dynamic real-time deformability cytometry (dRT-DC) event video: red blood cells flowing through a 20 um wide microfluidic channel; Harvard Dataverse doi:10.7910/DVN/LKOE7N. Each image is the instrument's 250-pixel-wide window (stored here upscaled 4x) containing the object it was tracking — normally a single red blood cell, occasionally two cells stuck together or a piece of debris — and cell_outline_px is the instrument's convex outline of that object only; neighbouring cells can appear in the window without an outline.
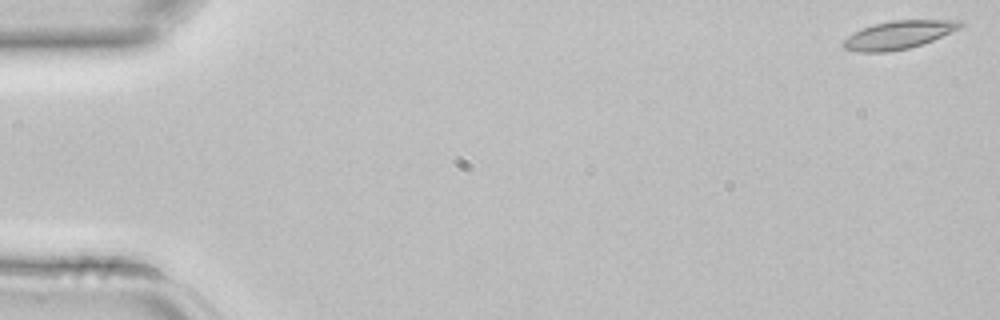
{"species": "common noctule bat (a hibernating species)", "species_latin": "Nyctalus noctula", "temperature_condition": "room temperature", "stored_images_in_passage": 4, "camera_frame_rate_fps": 3000, "um_per_image_px": 0.085, "animal": {"sex": "female", "body_mass_g": 22.7, "forearm_length_mm": 54.2}, "frame": {"image": 1, "passage_image": 1, "time_ms": 0.0, "image_size_px": [1000, 320], "cell_outline_px": [[964, 24], [960, 28], [932, 40], [908, 48], [888, 52], [856, 52], [844, 48], [840, 44], [848, 36], [864, 28], [876, 24], [892, 20], [964, 20]], "centroid_in_image_um": [76.38, 2.96], "position_along_channel_um": 8.6, "area_um2": 18.96}}
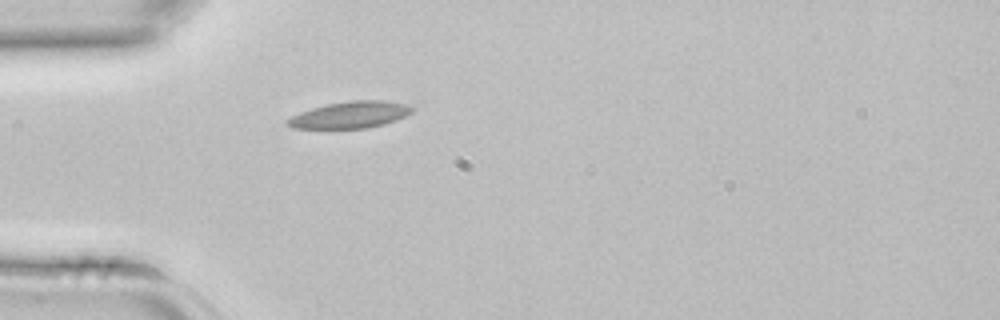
{"frame": {"image": 2, "passage_image": 4, "time_ms": 1.0, "image_size_px": [1000, 320], "cell_outline_px": [[416, 108], [412, 112], [396, 120], [384, 124], [368, 128], [292, 128], [284, 124], [284, 120], [300, 112], [312, 108], [328, 104], [352, 100], [384, 100], [408, 104]], "centroid_in_image_um": [29.77, 9.76], "position_along_channel_um": 55.2, "area_um2": 19.48}}